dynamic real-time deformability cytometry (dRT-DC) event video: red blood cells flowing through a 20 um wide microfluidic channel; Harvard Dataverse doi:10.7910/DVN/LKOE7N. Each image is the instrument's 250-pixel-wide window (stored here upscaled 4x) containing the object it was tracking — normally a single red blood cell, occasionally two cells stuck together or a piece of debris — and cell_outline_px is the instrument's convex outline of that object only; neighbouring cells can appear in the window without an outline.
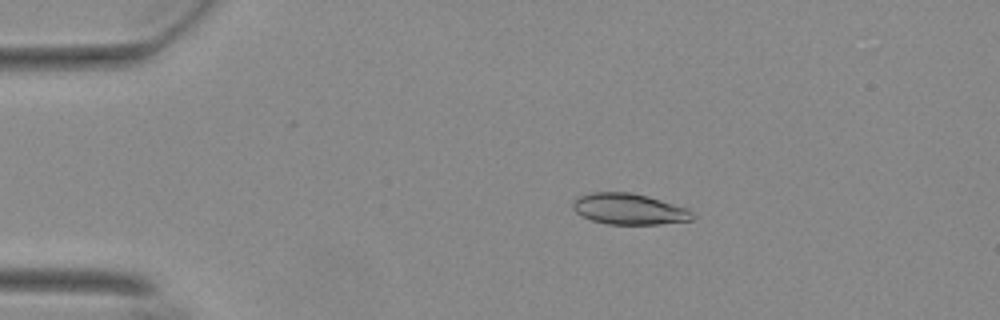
{"species": "Egyptian fruit bat (a non-hibernating species)", "species_latin": "Rousettus aegyptiacus", "temperature_condition": "warm", "stored_images_in_passage": 55, "camera_frame_rate_fps": 3000, "um_per_image_px": 0.085, "animal": {"sex": "female"}, "frame": {"image": 1, "passage_image": 11, "time_ms": 3.333, "image_size_px": [1000, 320], "cell_outline_px": [[692, 220], [660, 224], [608, 224], [592, 220], [576, 212], [572, 208], [572, 204], [580, 196], [592, 192], [628, 192], [648, 196], [688, 208], [692, 212]], "centroid_in_image_um": [53.48, 17.76], "position_along_channel_um": 31.5, "area_um2": 21.39}}
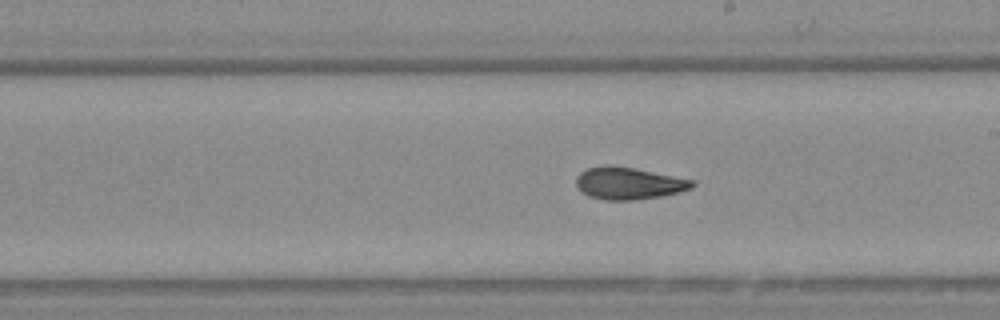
{"frame": {"image": 2, "passage_image": 32, "time_ms": 10.333, "image_size_px": [1000, 320], "cell_outline_px": [[696, 184], [692, 188], [680, 192], [660, 196], [636, 200], [604, 200], [588, 196], [576, 184], [576, 176], [580, 172], [588, 168], [604, 164], [608, 164], [632, 168], [692, 180]], "centroid_in_image_um": [53.41, 15.58], "position_along_channel_um": 235.6, "area_um2": 21.56}}
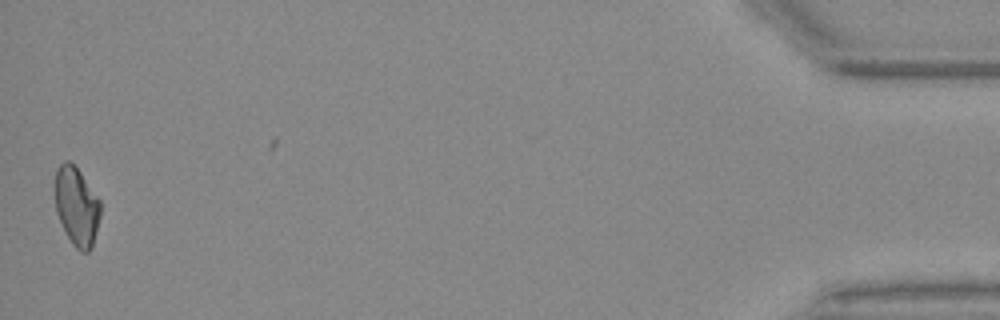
{"frame": {"image": 3, "passage_image": 55, "time_ms": 18.0, "image_size_px": [1000, 320], "cell_outline_px": [[100, 216], [92, 248], [88, 252], [80, 252], [72, 244], [56, 212], [56, 168], [64, 160], [68, 160], [80, 172], [100, 200]], "centroid_in_image_um": [6.53, 17.55], "position_along_channel_um": 428.7, "area_um2": 20.52}, "authors_computed_cell_mechanics": {"area_um2": 21.5594, "velocity_mm_per_s": 3.7218, "shape_relaxation_time_tau1_ms": null, "shape_relaxation_time_tau2_ms": 2.6034, "deformation_change_tau1": null, "deformation_change_tau2": 0.0862}}